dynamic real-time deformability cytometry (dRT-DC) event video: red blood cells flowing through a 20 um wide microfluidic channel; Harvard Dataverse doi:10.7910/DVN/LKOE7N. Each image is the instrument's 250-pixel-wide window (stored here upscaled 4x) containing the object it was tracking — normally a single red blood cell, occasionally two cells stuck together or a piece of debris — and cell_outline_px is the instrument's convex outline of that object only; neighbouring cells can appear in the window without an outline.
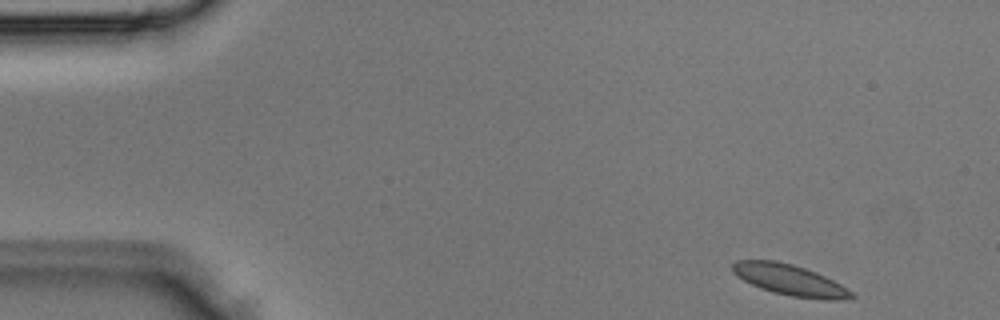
{"species": "Egyptian fruit bat (a non-hibernating species)", "species_latin": "Rousettus aegyptiacus", "temperature_condition": "room temperature", "stored_images_in_passage": 3, "camera_frame_rate_fps": 3000, "um_per_image_px": 0.085, "animal": {"sex": "male"}, "frame": {"image": 1, "passage_image": 1, "time_ms": 0.0, "image_size_px": [1000, 320], "cell_outline_px": [[856, 296], [836, 300], [824, 300], [792, 296], [772, 292], [760, 288], [736, 276], [732, 272], [732, 264], [736, 260], [776, 260], [792, 264], [816, 272], [840, 284], [852, 292]], "centroid_in_image_um": [67.1, 23.79], "position_along_channel_um": 17.9, "area_um2": 21.27}}